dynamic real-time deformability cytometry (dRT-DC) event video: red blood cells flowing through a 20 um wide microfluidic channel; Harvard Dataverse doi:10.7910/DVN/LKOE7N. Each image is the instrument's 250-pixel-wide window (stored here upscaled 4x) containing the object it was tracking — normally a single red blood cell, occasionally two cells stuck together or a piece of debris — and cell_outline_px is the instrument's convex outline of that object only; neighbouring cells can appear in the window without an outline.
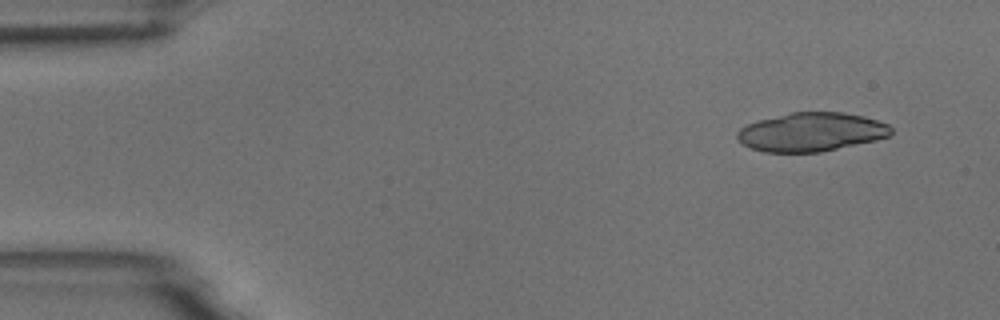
{"species": "common noctule bat (a hibernating species)", "species_latin": "Nyctalus noctula", "temperature_condition": "room temperature", "stored_images_in_passage": 7, "camera_frame_rate_fps": 3000, "um_per_image_px": 0.085, "animal": {"sex": "male", "body_mass_g": 18.8}, "frame": {"image": 1, "passage_image": 1, "time_ms": 0.0, "image_size_px": [1000, 320], "cell_outline_px": [[892, 132], [888, 136], [876, 140], [820, 152], [764, 152], [752, 148], [744, 144], [736, 136], [736, 132], [740, 128], [748, 124], [760, 120], [792, 112], [844, 112], [864, 116], [888, 124], [892, 128]], "centroid_in_image_um": [68.98, 11.22], "position_along_channel_um": 16.0, "area_um2": 34.51}}
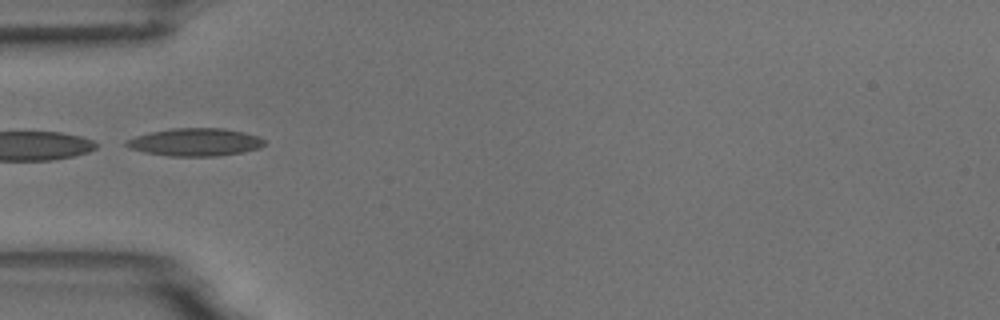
{"frame": {"image": 2, "passage_image": 5, "time_ms": 4.333, "image_size_px": [1000, 320], "cell_outline_px": [[264, 144], [260, 148], [244, 152], [216, 156], [168, 156], [144, 152], [132, 148], [124, 144], [128, 140], [136, 136], [148, 132], [172, 128], [224, 128], [244, 132], [260, 136], [264, 140]], "centroid_in_image_um": [16.63, 12.08], "position_along_channel_um": 68.4, "area_um2": 22.37}}